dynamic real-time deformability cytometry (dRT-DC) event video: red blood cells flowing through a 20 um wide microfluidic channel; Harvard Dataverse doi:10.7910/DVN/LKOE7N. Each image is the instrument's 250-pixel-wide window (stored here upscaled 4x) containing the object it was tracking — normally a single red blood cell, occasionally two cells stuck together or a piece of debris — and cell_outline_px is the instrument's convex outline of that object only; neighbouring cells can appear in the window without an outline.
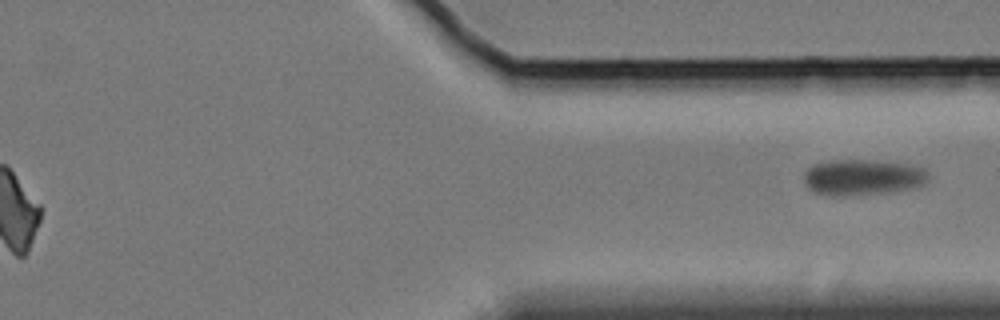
{"species": "Egyptian fruit bat (a non-hibernating species)", "species_latin": "Rousettus aegyptiacus", "temperature_condition": "cold", "stored_images_in_passage": 10, "segment_of_instrument_passage": [2, 2], "camera_frame_rate_fps": 3000, "um_per_image_px": 0.085, "animal": {"sex": "female"}, "frame": {"image": 1, "passage_image": 10, "time_ms": 11.333, "image_size_px": [1000, 320], "cell_outline_px": [[932, 180], [920, 188], [888, 192], [816, 192], [808, 188], [804, 180], [804, 172], [812, 164], [828, 160], [864, 160], [916, 164], [924, 168], [928, 172]], "centroid_in_image_um": [73.49, 15.0], "position_along_channel_um": 337.9, "area_um2": 25.55}}